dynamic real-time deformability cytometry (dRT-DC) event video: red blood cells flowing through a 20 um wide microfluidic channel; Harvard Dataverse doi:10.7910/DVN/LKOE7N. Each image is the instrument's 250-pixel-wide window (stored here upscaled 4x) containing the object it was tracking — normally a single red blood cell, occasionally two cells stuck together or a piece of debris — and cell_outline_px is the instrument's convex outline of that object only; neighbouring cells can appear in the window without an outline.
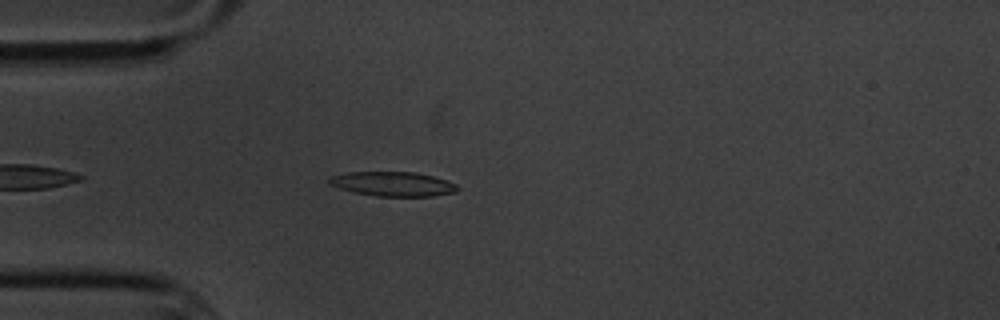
{"species": "common noctule bat (a hibernating species)", "species_latin": "Nyctalus noctula", "temperature_condition": "cold", "stored_images_in_passage": 1, "camera_frame_rate_fps": 3000, "um_per_image_px": 0.085, "animal": {"sex": "male", "body_mass_g": 20.1, "forearm_length_mm": 53.5}, "frame": {"image": 1, "passage_image": 1, "time_ms": 0.0, "image_size_px": [1000, 320], "cell_outline_px": [[460, 188], [456, 192], [432, 196], [376, 196], [356, 192], [340, 188], [328, 184], [328, 176], [348, 172], [416, 172], [432, 176], [456, 184]], "centroid_in_image_um": [33.38, 15.63], "position_along_channel_um": 51.6, "area_um2": 18.21}}